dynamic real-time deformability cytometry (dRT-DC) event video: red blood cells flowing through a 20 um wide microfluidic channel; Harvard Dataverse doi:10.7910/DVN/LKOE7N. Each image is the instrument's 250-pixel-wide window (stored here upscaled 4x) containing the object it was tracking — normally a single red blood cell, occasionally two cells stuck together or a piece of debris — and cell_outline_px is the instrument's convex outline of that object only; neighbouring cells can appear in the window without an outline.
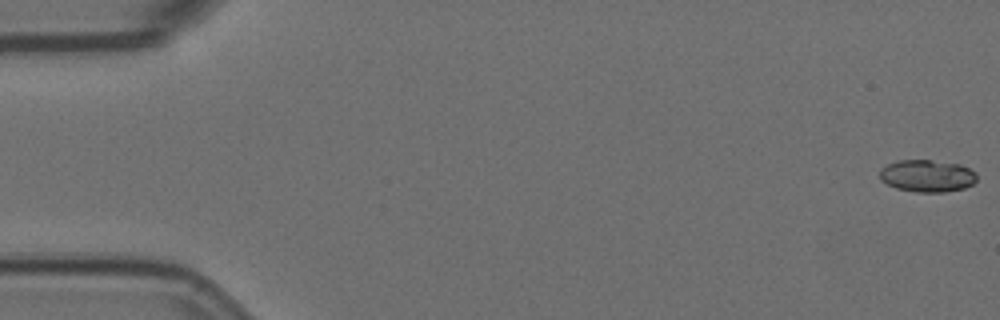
{"species": "Egyptian fruit bat (a non-hibernating species)", "species_latin": "Rousettus aegyptiacus", "temperature_condition": "room temperature", "stored_images_in_passage": 57, "camera_frame_rate_fps": 3000, "um_per_image_px": 0.085, "animal": {"sex": "female"}, "frame": {"image": 1, "passage_image": 1, "time_ms": 0.0, "image_size_px": [1000, 320], "cell_outline_px": [[976, 180], [972, 184], [964, 188], [944, 192], [916, 192], [896, 188], [880, 180], [880, 168], [896, 160], [932, 160], [960, 164], [976, 172]], "centroid_in_image_um": [78.8, 14.94], "position_along_channel_um": 6.2, "area_um2": 18.26}}
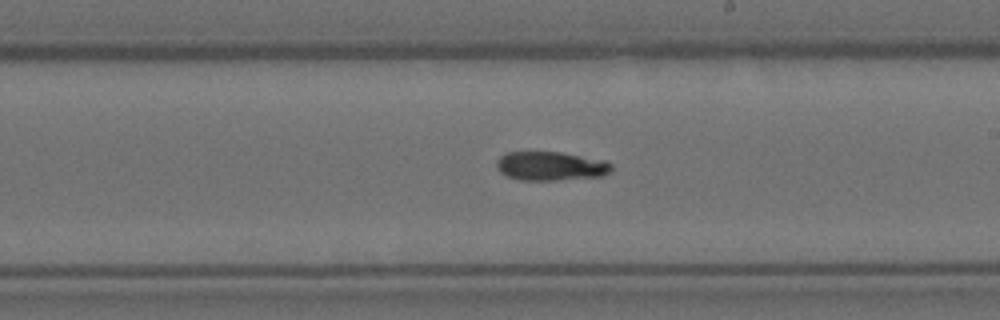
{"frame": {"image": 2, "passage_image": 33, "time_ms": 10.667, "image_size_px": [1000, 320], "cell_outline_px": [[612, 168], [608, 172], [600, 176], [556, 180], [520, 180], [508, 176], [500, 172], [496, 168], [496, 160], [500, 156], [508, 152], [560, 152], [604, 160], [612, 164]], "centroid_in_image_um": [46.77, 14.11], "position_along_channel_um": 242.2, "area_um2": 19.25}}
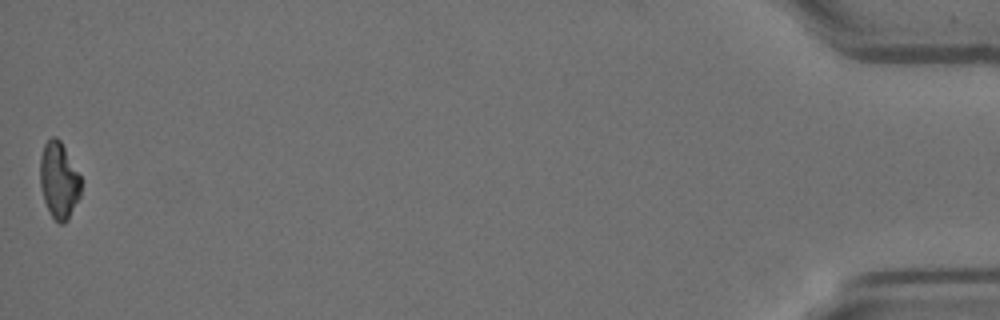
{"frame": {"image": 3, "passage_image": 57, "time_ms": 18.667, "image_size_px": [1000, 320], "cell_outline_px": [[80, 196], [68, 220], [64, 224], [60, 224], [52, 216], [44, 200], [40, 184], [40, 156], [44, 144], [52, 136], [56, 136], [60, 140], [80, 176]], "centroid_in_image_um": [5.0, 15.33], "position_along_channel_um": 430.2, "area_um2": 18.03}}